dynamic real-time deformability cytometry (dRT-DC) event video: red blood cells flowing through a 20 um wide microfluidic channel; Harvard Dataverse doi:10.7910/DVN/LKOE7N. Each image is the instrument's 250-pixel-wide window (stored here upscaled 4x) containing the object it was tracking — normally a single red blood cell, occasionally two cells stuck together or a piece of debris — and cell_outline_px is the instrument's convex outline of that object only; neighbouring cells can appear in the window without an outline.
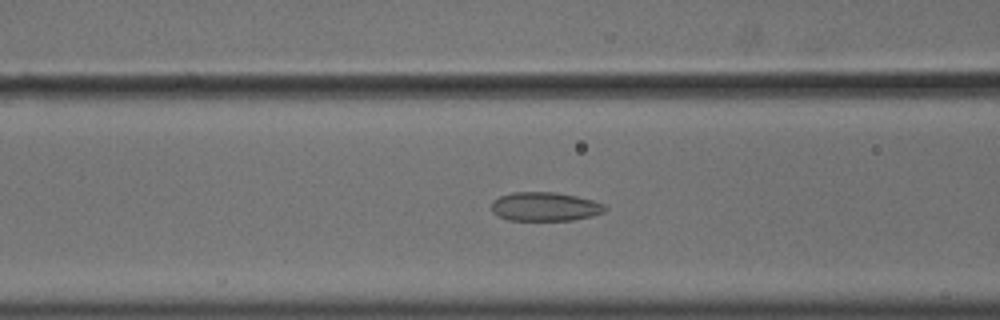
{"species": "common noctule bat (a hibernating species)", "species_latin": "Nyctalus noctula", "temperature_condition": "cold", "stored_images_in_passage": 56, "camera_frame_rate_fps": 3000, "um_per_image_px": 0.085, "animal": {"sex": "male", "body_mass_g": 18.8}, "frame": {"image": 1, "passage_image": 23, "time_ms": 7.333, "image_size_px": [1000, 320], "cell_outline_px": [[608, 208], [604, 212], [592, 216], [572, 220], [508, 220], [492, 212], [492, 200], [500, 196], [512, 192], [556, 192], [576, 196], [592, 200], [604, 204]], "centroid_in_image_um": [46.33, 17.56], "position_along_channel_um": 120.3, "area_um2": 19.13}}
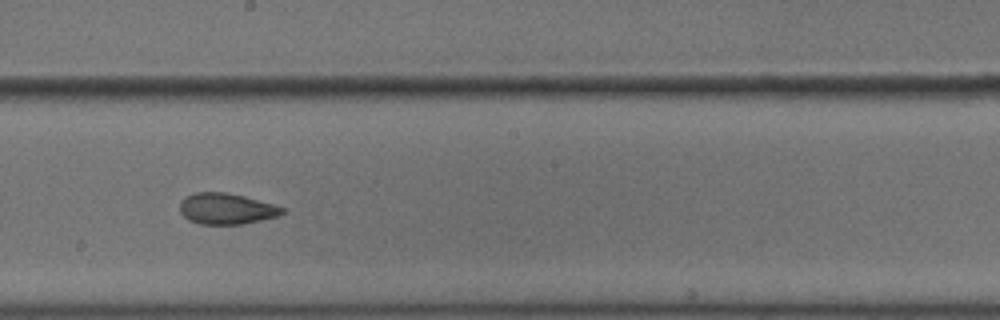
{"frame": {"image": 2, "passage_image": 32, "time_ms": 10.333, "image_size_px": [1000, 320], "cell_outline_px": [[284, 212], [276, 216], [260, 220], [240, 224], [200, 224], [188, 220], [180, 212], [180, 200], [196, 192], [228, 192], [244, 196], [272, 204], [284, 208]], "centroid_in_image_um": [19.2, 17.74], "position_along_channel_um": 229.0, "area_um2": 18.32}}
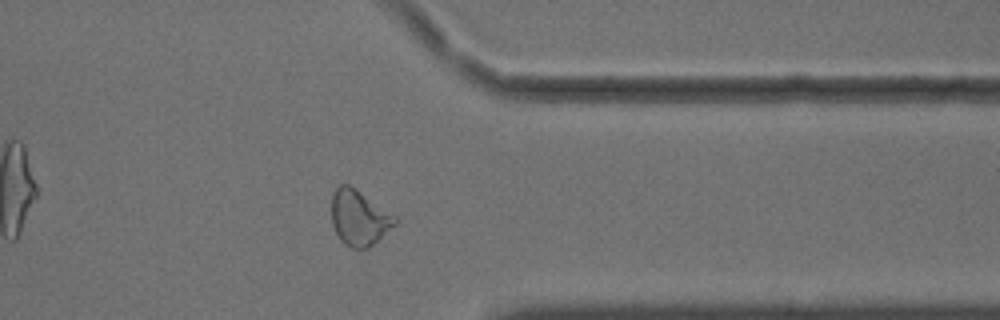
{"frame": {"image": 3, "passage_image": 45, "time_ms": 14.667, "image_size_px": [1000, 320], "cell_outline_px": [[400, 220], [396, 224], [368, 248], [352, 248], [344, 244], [336, 232], [332, 224], [332, 192], [340, 184], [348, 184], [396, 216]], "centroid_in_image_um": [30.52, 18.51], "position_along_channel_um": 380.9, "area_um2": 20.23}, "authors_computed_cell_mechanics": {"area_um2": 20.8947, "velocity_mm_per_s": 3.6148, "shape_relaxation_time_tau1_ms": 8.6808, "shape_relaxation_time_tau2_ms": 1.7241, "deformation_change_tau1": 0.1435, "deformation_change_tau2": 0.0812}}